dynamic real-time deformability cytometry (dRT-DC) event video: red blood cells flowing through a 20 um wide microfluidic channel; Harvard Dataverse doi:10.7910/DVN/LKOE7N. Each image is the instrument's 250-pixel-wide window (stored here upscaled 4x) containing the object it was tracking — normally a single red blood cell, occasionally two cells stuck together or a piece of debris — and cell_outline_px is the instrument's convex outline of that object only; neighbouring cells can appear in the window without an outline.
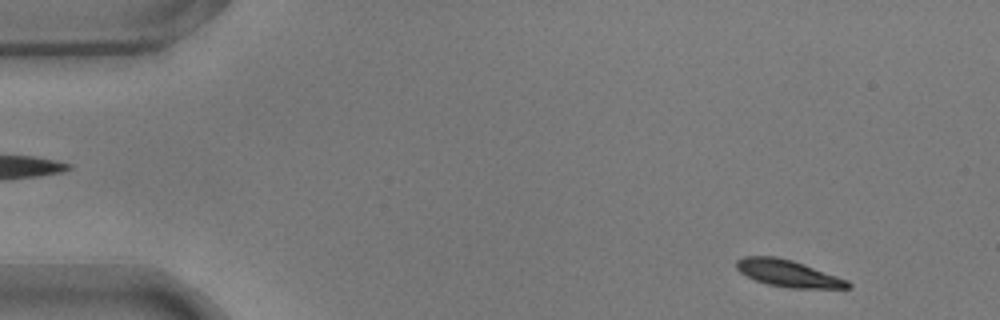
{"species": "common noctule bat (a hibernating species)", "species_latin": "Nyctalus noctula", "temperature_condition": "warm", "stored_images_in_passage": 52, "camera_frame_rate_fps": 3000, "um_per_image_px": 0.085, "animal": {"sex": "male", "body_mass_g": 17.9}, "frame": {"image": 1, "passage_image": 3, "time_ms": 0.667, "image_size_px": [1000, 320], "cell_outline_px": [[852, 288], [788, 288], [768, 284], [756, 280], [740, 272], [736, 268], [736, 260], [744, 256], [776, 256], [792, 260], [804, 264], [848, 280], [852, 284]], "centroid_in_image_um": [67.0, 23.23], "position_along_channel_um": 18.0, "area_um2": 17.4}}
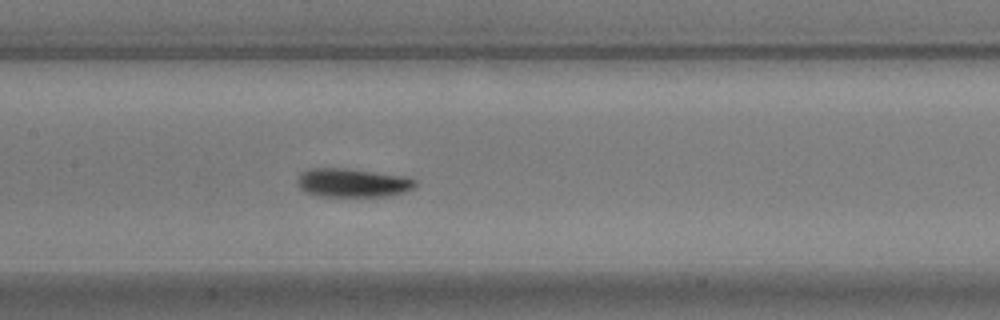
{"frame": {"image": 2, "passage_image": 24, "time_ms": 7.667, "image_size_px": [1000, 320], "cell_outline_px": [[416, 188], [404, 192], [384, 196], [320, 196], [304, 192], [296, 184], [296, 180], [304, 172], [312, 168], [344, 168], [404, 176], [416, 180]], "centroid_in_image_um": [29.97, 15.54], "position_along_channel_um": 177.4, "area_um2": 19.59}}
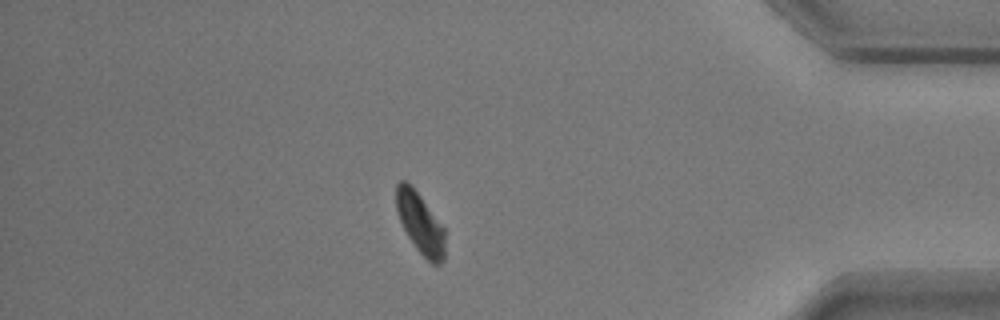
{"frame": {"image": 3, "passage_image": 45, "time_ms": 14.667, "image_size_px": [1000, 320], "cell_outline_px": [[444, 260], [440, 264], [432, 264], [416, 248], [408, 236], [400, 220], [396, 208], [396, 184], [400, 180], [404, 180], [420, 196], [444, 228]], "centroid_in_image_um": [35.71, 18.99], "position_along_channel_um": 399.5, "area_um2": 16.82}, "authors_computed_cell_mechanics": {"area_um2": 18.3804, "velocity_mm_per_s": 3.6947, "shape_relaxation_time_tau1_ms": 2.564, "shape_relaxation_time_tau2_ms": null, "deformation_change_tau1": 0.1437, "deformation_change_tau2": null}}